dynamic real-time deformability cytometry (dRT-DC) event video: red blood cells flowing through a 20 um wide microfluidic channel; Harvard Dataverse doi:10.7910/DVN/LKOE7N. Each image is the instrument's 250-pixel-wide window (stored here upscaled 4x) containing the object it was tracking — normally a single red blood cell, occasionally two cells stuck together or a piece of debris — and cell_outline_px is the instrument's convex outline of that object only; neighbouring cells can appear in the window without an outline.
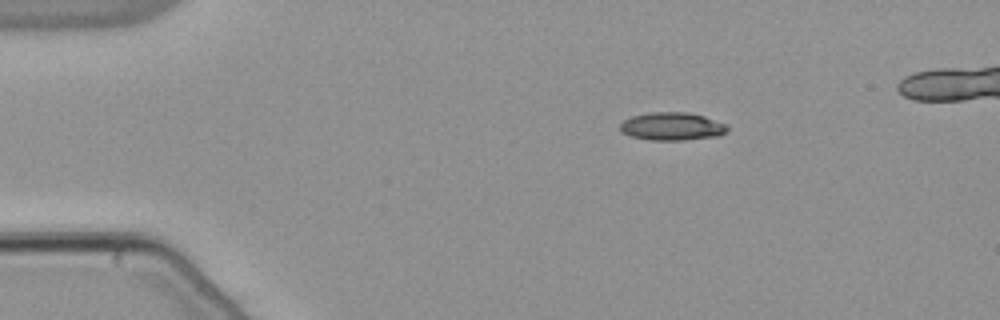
{"species": "common noctule bat (a hibernating species)", "species_latin": "Nyctalus noctula", "temperature_condition": "warm", "stored_images_in_passage": 42, "camera_frame_rate_fps": 3000, "um_per_image_px": 0.085, "animal": {"sex": "male", "body_mass_g": 21.5, "forearm_length_mm": 52.0}, "frame": {"image": 1, "passage_image": 1, "time_ms": 0.0, "image_size_px": [1000, 320], "cell_outline_px": [[728, 128], [720, 136], [684, 140], [652, 140], [632, 136], [620, 132], [620, 124], [624, 120], [632, 116], [652, 112], [688, 112], [704, 116], [728, 124]], "centroid_in_image_um": [57.14, 10.74], "position_along_channel_um": 27.9, "area_um2": 17.51}}
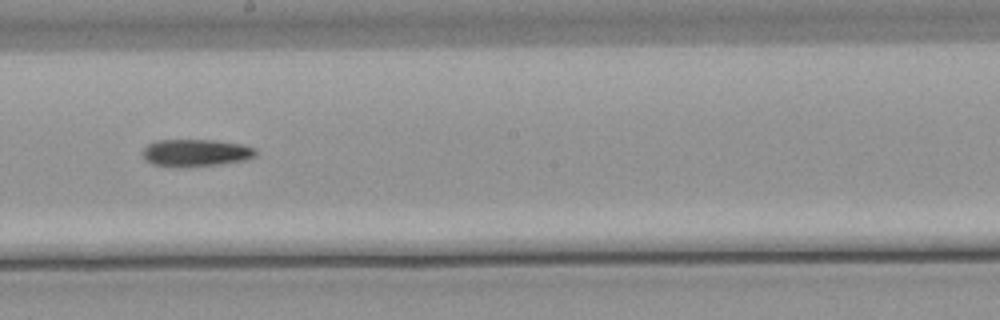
{"frame": {"image": 2, "passage_image": 22, "time_ms": 7.0, "image_size_px": [1000, 320], "cell_outline_px": [[256, 156], [248, 160], [220, 164], [152, 164], [144, 160], [144, 148], [148, 144], [156, 140], [216, 140], [240, 144], [256, 148]], "centroid_in_image_um": [16.72, 12.94], "position_along_channel_um": 231.5, "area_um2": 17.22}}
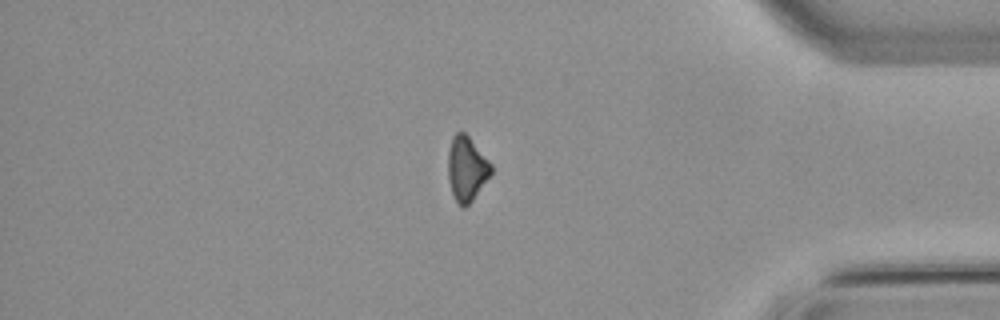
{"frame": {"image": 3, "passage_image": 37, "time_ms": 12.0, "image_size_px": [1000, 320], "cell_outline_px": [[492, 172], [472, 200], [464, 208], [460, 208], [456, 204], [448, 180], [448, 152], [452, 136], [456, 132], [464, 132], [468, 136], [492, 164]], "centroid_in_image_um": [39.64, 14.36], "position_along_channel_um": 395.6, "area_um2": 16.18}}